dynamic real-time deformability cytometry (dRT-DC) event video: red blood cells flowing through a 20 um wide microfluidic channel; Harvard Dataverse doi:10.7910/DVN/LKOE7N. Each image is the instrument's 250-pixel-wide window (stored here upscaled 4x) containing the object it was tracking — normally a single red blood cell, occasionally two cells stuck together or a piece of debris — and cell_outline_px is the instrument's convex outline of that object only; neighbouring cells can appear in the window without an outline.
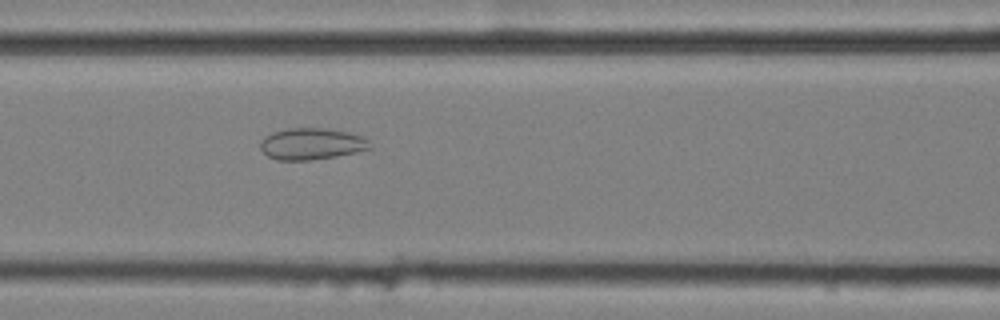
{"species": "common noctule bat (a hibernating species)", "species_latin": "Nyctalus noctula", "temperature_condition": "cold", "stored_images_in_passage": 56, "camera_frame_rate_fps": 3000, "um_per_image_px": 0.085, "animal": {"sex": "female", "body_mass_g": 25.1}, "frame": {"image": 1, "passage_image": 24, "time_ms": 7.667, "image_size_px": [1000, 320], "cell_outline_px": [[372, 148], [356, 152], [336, 156], [312, 160], [276, 160], [268, 156], [260, 148], [260, 140], [264, 136], [272, 132], [288, 128], [324, 128], [348, 132], [364, 136], [368, 140]], "centroid_in_image_um": [26.47, 12.22], "position_along_channel_um": 140.1, "area_um2": 20.29}}
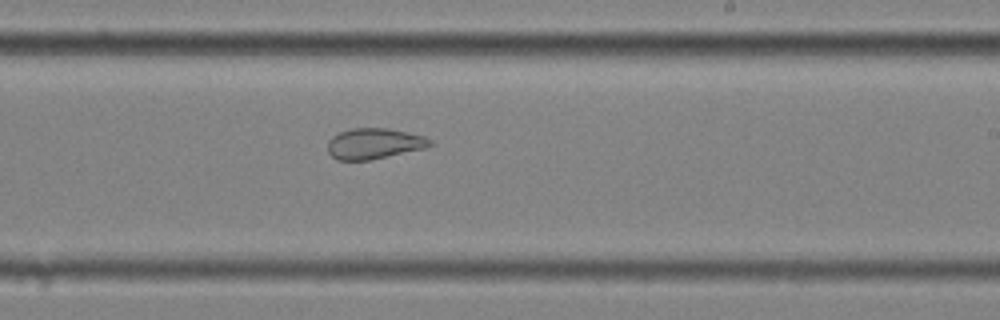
{"frame": {"image": 2, "passage_image": 34, "time_ms": 11.0, "image_size_px": [1000, 320], "cell_outline_px": [[436, 144], [424, 148], [372, 160], [336, 160], [328, 152], [328, 140], [332, 136], [340, 132], [352, 128], [388, 128], [424, 136], [432, 140]], "centroid_in_image_um": [31.81, 12.21], "position_along_channel_um": 257.2, "area_um2": 18.44}}
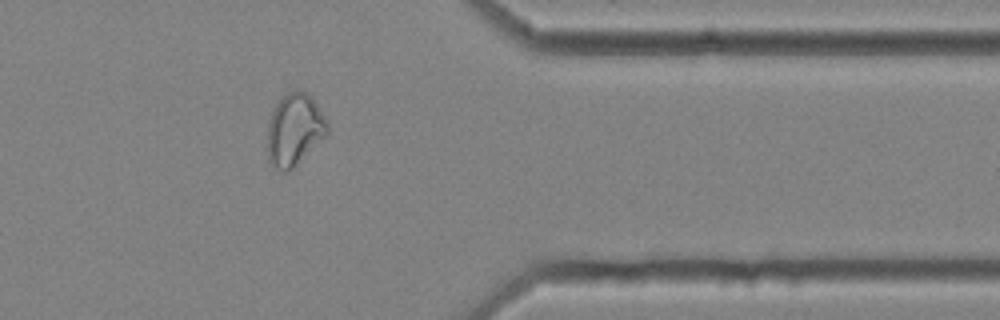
{"frame": {"image": 3, "passage_image": 46, "time_ms": 15.0, "image_size_px": [1000, 320], "cell_outline_px": [[328, 132], [288, 172], [284, 172], [276, 168], [268, 160], [268, 120], [276, 104], [288, 92], [296, 88], [304, 92], [316, 104], [328, 120]], "centroid_in_image_um": [25.01, 11.01], "position_along_channel_um": 386.4, "area_um2": 24.62}, "authors_computed_cell_mechanics": {"area_um2": 25.5476, "velocity_mm_per_s": 3.5273, "shape_relaxation_time_tau1_ms": null, "shape_relaxation_time_tau2_ms": 1.5047, "deformation_change_tau1": null, "deformation_change_tau2": 0.0828}}